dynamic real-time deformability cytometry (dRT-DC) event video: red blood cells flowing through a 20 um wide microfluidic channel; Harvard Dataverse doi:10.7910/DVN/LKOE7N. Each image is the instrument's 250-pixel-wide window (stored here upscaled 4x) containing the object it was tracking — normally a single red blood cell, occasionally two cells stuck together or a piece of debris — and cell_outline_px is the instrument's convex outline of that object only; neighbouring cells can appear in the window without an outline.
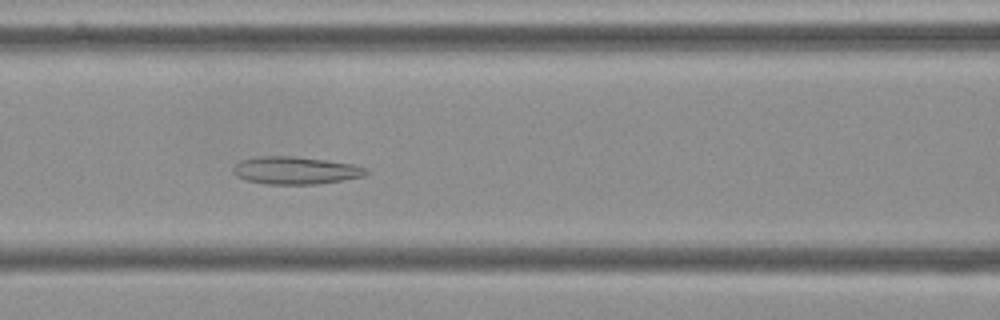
{"species": "Egyptian fruit bat (a non-hibernating species)", "species_latin": "Rousettus aegyptiacus", "temperature_condition": "cold", "stored_images_in_passage": 53, "camera_frame_rate_fps": 3000, "um_per_image_px": 0.085, "frame": {"image": 1, "passage_image": 21, "time_ms": 6.667, "image_size_px": [1000, 320], "cell_outline_px": [[368, 172], [364, 176], [316, 184], [268, 184], [248, 180], [236, 176], [232, 172], [232, 168], [240, 160], [256, 156], [292, 156], [328, 160], [352, 164], [368, 168]], "centroid_in_image_um": [25.09, 14.47], "position_along_channel_um": 141.5, "area_um2": 21.33}}
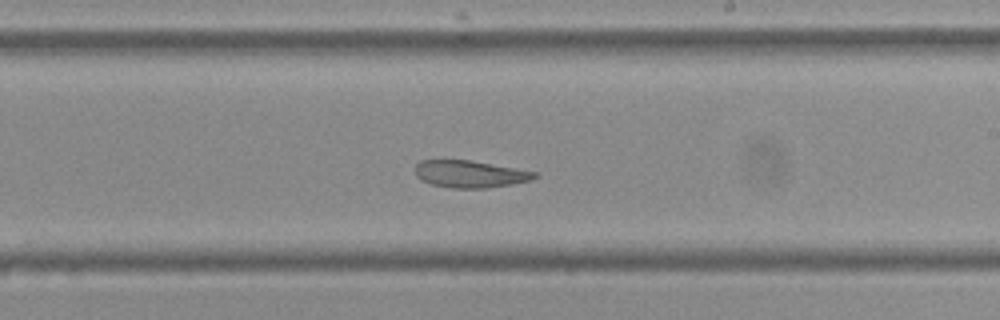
{"frame": {"image": 2, "passage_image": 30, "time_ms": 9.667, "image_size_px": [1000, 320], "cell_outline_px": [[540, 176], [532, 180], [512, 184], [488, 188], [452, 188], [432, 184], [420, 180], [416, 176], [416, 164], [420, 160], [468, 160], [536, 172]], "centroid_in_image_um": [39.95, 14.8], "position_along_channel_um": 249.1, "area_um2": 18.79}}
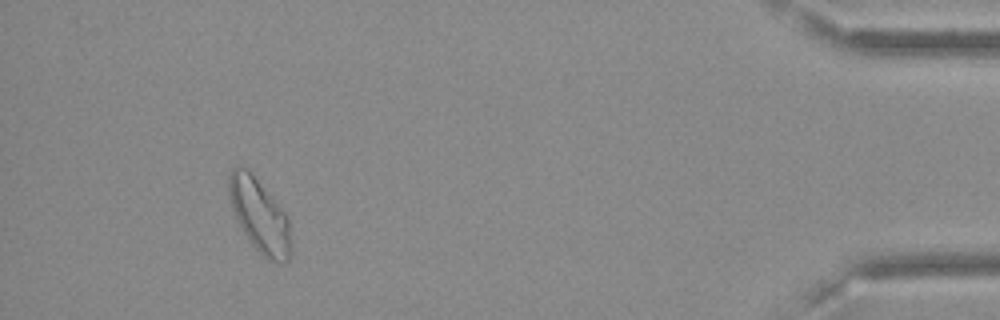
{"frame": {"image": 3, "passage_image": 49, "time_ms": 16.0, "image_size_px": [1000, 320], "cell_outline_px": [[292, 252], [288, 260], [284, 264], [280, 264], [268, 260], [252, 244], [240, 228], [232, 208], [228, 192], [228, 176], [232, 168], [236, 164], [248, 168], [284, 212], [288, 220], [292, 244]], "centroid_in_image_um": [22.05, 18.34], "position_along_channel_um": 413.1, "area_um2": 26.76}, "authors_computed_cell_mechanics": {"area_um2": 23.4668, "velocity_mm_per_s": 3.5994, "shape_relaxation_time_tau1_ms": null, "shape_relaxation_time_tau2_ms": 4.4512, "deformation_change_tau1": null, "deformation_change_tau2": 0.1255}}